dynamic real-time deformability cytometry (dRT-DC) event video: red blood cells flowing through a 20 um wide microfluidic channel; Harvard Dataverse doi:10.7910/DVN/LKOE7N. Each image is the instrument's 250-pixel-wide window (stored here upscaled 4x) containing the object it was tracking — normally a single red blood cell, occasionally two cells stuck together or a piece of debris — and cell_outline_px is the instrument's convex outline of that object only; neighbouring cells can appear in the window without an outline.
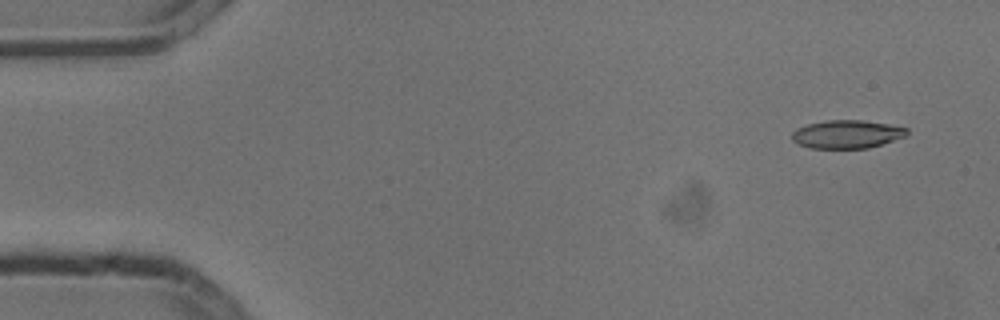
{"species": "common noctule bat (a hibernating species)", "species_latin": "Nyctalus noctula", "temperature_condition": "cold", "stored_images_in_passage": 7, "camera_frame_rate_fps": 3000, "um_per_image_px": 0.085, "animal": {"sex": "male", "body_mass_g": 13.3}, "frame": {"image": 1, "passage_image": 2, "time_ms": 0.333, "image_size_px": [1000, 320], "cell_outline_px": [[908, 132], [904, 136], [868, 148], [812, 148], [800, 144], [792, 140], [792, 132], [796, 128], [808, 124], [828, 120], [860, 120], [888, 124], [908, 128]], "centroid_in_image_um": [71.96, 11.4], "position_along_channel_um": 13.0, "area_um2": 18.61}}
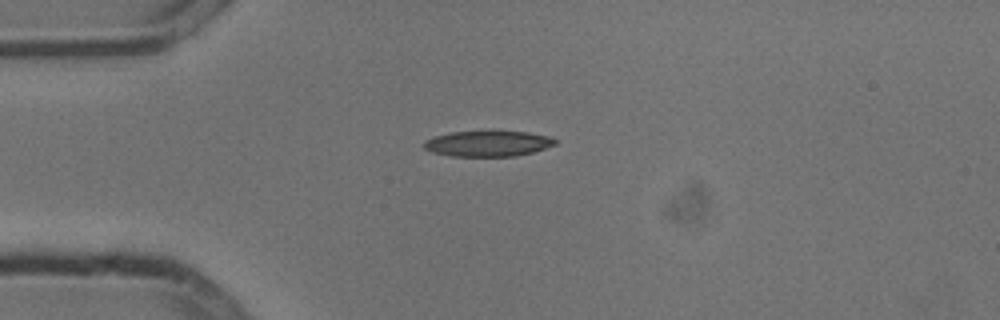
{"frame": {"image": 2, "passage_image": 5, "time_ms": 1.333, "image_size_px": [1000, 320], "cell_outline_px": [[556, 144], [532, 152], [516, 156], [452, 156], [432, 152], [424, 148], [424, 140], [436, 136], [452, 132], [488, 128], [492, 128], [528, 132], [552, 136], [556, 140]], "centroid_in_image_um": [41.5, 12.15], "position_along_channel_um": 43.5, "area_um2": 20.52}}
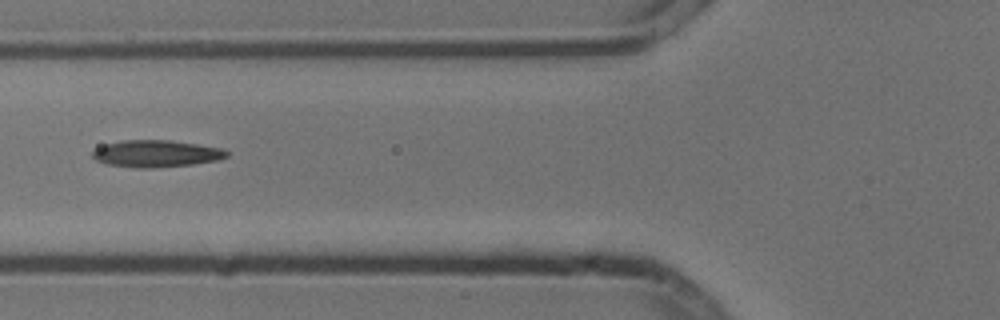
{"frame": {"image": 3, "passage_image": 7, "time_ms": 2.0, "image_size_px": [1000, 320], "cell_outline_px": [[228, 156], [216, 160], [192, 164], [152, 168], [136, 168], [108, 164], [96, 160], [92, 156], [92, 152], [96, 148], [104, 144], [120, 140], [172, 140], [220, 148], [228, 152]], "centroid_in_image_um": [13.23, 13.05], "position_along_channel_um": 112.6, "area_um2": 20.98}}